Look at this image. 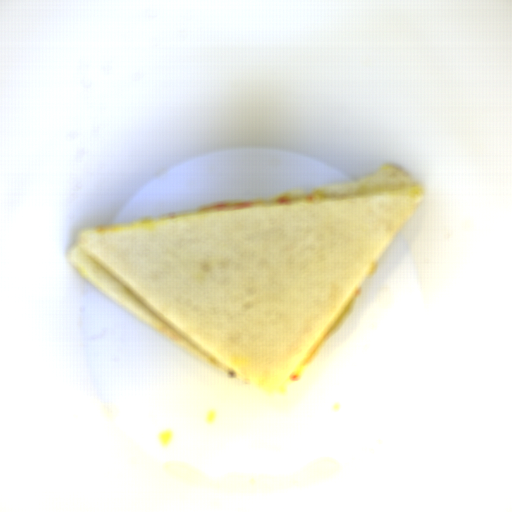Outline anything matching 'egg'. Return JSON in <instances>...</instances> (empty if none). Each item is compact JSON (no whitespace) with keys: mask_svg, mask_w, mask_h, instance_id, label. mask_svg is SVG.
<instances>
[{"mask_svg":"<svg viewBox=\"0 0 512 512\" xmlns=\"http://www.w3.org/2000/svg\"><path fill=\"white\" fill-rule=\"evenodd\" d=\"M360 292L359 286L354 291V293L351 295V297L348 299V301L345 303L343 308L340 310V312L337 314V316L334 318V320L331 322V324L328 326V328L325 330V332L322 334V336L319 338V340L316 342V344L313 346V348L310 350V352L307 354V356L304 358L303 362L299 366L298 370L294 375H299L304 370V368L307 366V364L312 360V358L317 354V352L321 349V347L324 345V343L329 339V337L335 332V330L341 325V323L347 318V316L350 314L351 309L353 307V304Z\"/></svg>","mask_w":512,"mask_h":512,"instance_id":"1","label":"egg"}]
</instances>
